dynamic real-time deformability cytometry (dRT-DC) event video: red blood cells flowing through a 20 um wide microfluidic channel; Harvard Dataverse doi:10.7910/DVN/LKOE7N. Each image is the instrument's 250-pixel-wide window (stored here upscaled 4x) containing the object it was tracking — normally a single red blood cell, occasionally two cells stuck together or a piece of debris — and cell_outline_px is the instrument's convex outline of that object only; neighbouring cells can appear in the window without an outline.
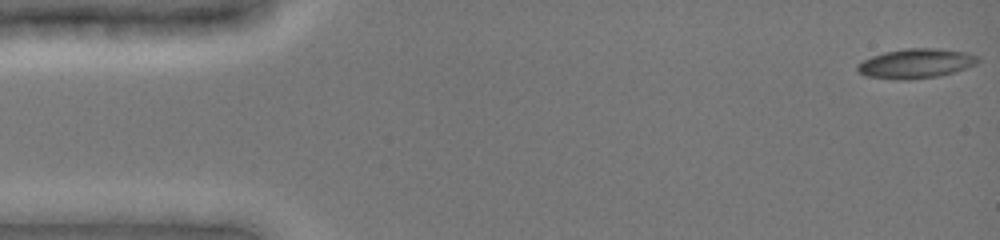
{"species": "common noctule bat (a hibernating species)", "species_latin": "Nyctalus noctula", "temperature_condition": "cold", "stored_images_in_passage": 76, "camera_frame_rate_fps": 3000, "um_per_image_px": 0.085, "animal": {"sex": "female", "body_mass_g": 19.0, "forearm_length_mm": 51.5}, "frame": {"image": 1, "passage_image": 1, "time_ms": 0.0, "image_size_px": [1000, 240], "cell_outline_px": [[980, 60], [976, 64], [940, 76], [904, 80], [900, 80], [868, 76], [860, 72], [856, 68], [856, 64], [872, 56], [884, 52], [908, 48], [936, 48], [968, 52], [980, 56]], "centroid_in_image_um": [77.88, 5.38], "position_along_channel_um": 7.1, "area_um2": 20.69}}
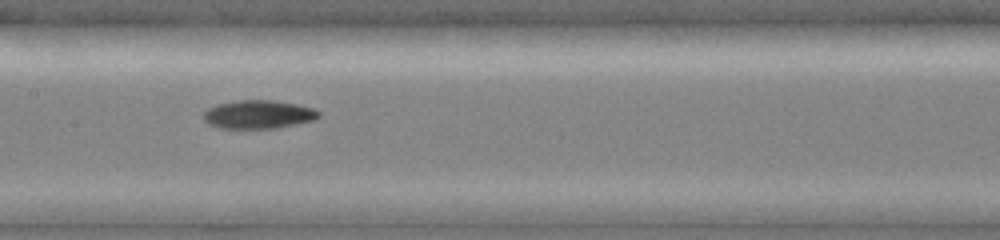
{"frame": {"image": 2, "passage_image": 37, "time_ms": 7.667, "image_size_px": [1000, 240], "cell_outline_px": [[320, 116], [316, 120], [276, 128], [220, 128], [208, 124], [204, 120], [204, 112], [208, 108], [216, 104], [240, 100], [272, 100], [296, 104], [312, 108], [320, 112]], "centroid_in_image_um": [21.97, 9.73], "position_along_channel_um": 185.4, "area_um2": 19.07}}
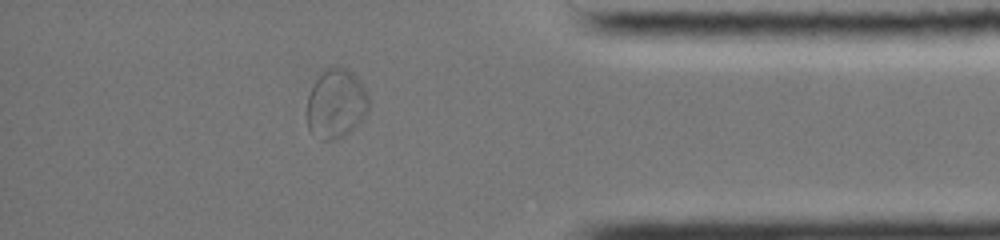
{"frame": {"image": 3, "passage_image": 65, "time_ms": 13.667, "image_size_px": [1000, 240], "cell_outline_px": [[368, 112], [344, 136], [332, 140], [320, 140], [308, 128], [308, 96], [316, 80], [328, 68], [348, 68], [360, 80], [368, 96]], "centroid_in_image_um": [28.57, 8.83], "position_along_channel_um": 406.6, "area_um2": 24.39}, "authors_computed_cell_mechanics": {"area_um2": 19.4786, "velocity_mm_per_s": 3.9305, "shape_relaxation_time_tau1_ms": 10.3529, "shape_relaxation_time_tau2_ms": 9.764, "deformation_change_tau1": 0.2391, "deformation_change_tau2": 0.0934}}